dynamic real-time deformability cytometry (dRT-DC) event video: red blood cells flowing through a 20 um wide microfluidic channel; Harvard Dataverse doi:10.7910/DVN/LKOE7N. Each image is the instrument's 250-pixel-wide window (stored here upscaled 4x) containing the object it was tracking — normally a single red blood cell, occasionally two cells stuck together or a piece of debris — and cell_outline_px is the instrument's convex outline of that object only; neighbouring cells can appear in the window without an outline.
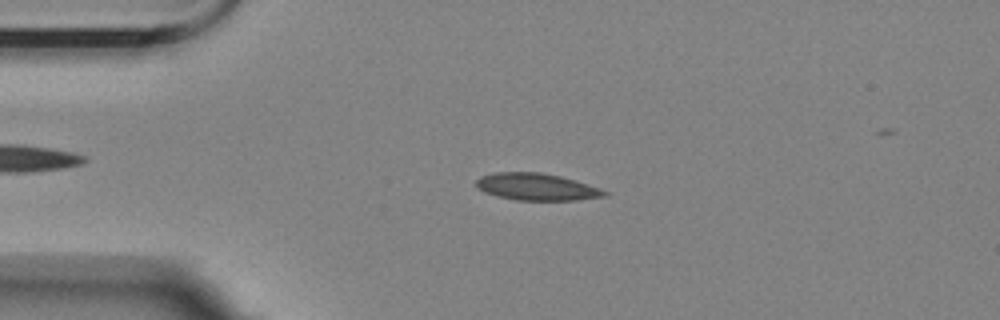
{"species": "Egyptian fruit bat (a non-hibernating species)", "species_latin": "Rousettus aegyptiacus", "temperature_condition": "room temperature", "stored_images_in_passage": 51, "camera_frame_rate_fps": 3000, "um_per_image_px": 0.085, "animal": {"sex": "female"}, "frame": {"image": 1, "passage_image": 12, "time_ms": 3.667, "image_size_px": [1000, 320], "cell_outline_px": [[608, 196], [576, 200], [516, 200], [496, 196], [484, 192], [476, 188], [476, 180], [480, 176], [496, 172], [540, 172], [560, 176], [576, 180], [608, 192]], "centroid_in_image_um": [45.58, 15.88], "position_along_channel_um": 39.4, "area_um2": 20.23}}
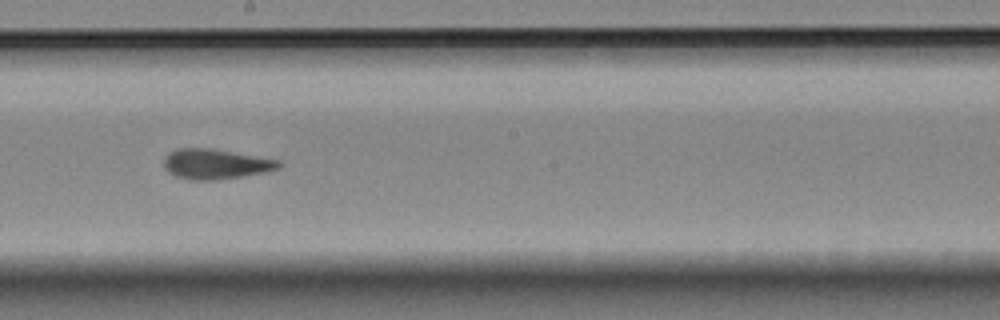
{"frame": {"image": 2, "passage_image": 30, "time_ms": 9.667, "image_size_px": [1000, 320], "cell_outline_px": [[284, 164], [280, 168], [268, 172], [244, 176], [216, 180], [192, 180], [176, 176], [168, 172], [164, 168], [164, 160], [172, 152], [180, 148], [212, 148], [280, 160]], "centroid_in_image_um": [18.4, 13.95], "position_along_channel_um": 229.8, "area_um2": 20.23}}
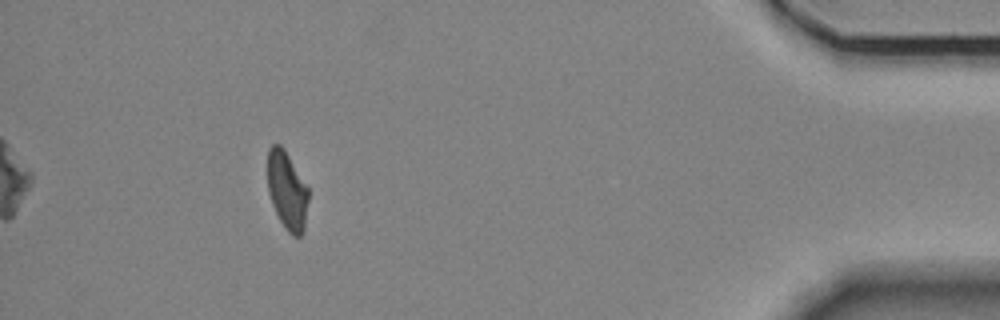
{"frame": {"image": 3, "passage_image": 50, "time_ms": 16.333, "image_size_px": [1000, 320], "cell_outline_px": [[308, 200], [304, 232], [300, 236], [292, 236], [284, 228], [272, 204], [268, 192], [268, 148], [272, 144], [280, 144], [284, 148], [308, 188]], "centroid_in_image_um": [24.4, 16.21], "position_along_channel_um": 410.8, "area_um2": 18.61}}